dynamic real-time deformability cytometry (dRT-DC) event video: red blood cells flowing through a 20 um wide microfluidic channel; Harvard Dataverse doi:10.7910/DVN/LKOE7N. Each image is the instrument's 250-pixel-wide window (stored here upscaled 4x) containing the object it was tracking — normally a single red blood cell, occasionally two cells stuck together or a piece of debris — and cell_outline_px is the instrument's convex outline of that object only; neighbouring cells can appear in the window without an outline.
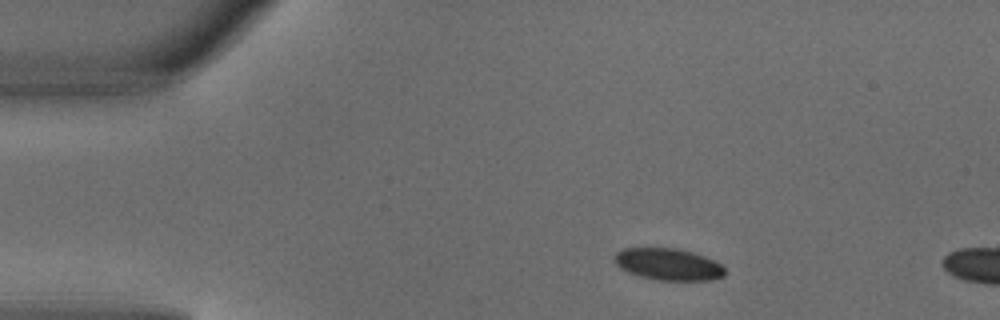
{"species": "common noctule bat (a hibernating species)", "species_latin": "Nyctalus noctula", "temperature_condition": "warm", "stored_images_in_passage": 2, "camera_frame_rate_fps": 3000, "um_per_image_px": 0.085, "animal": {"sex": "male", "body_mass_g": 18.8}, "frame": {"image": 1, "passage_image": 1, "time_ms": 0.0, "image_size_px": [1000, 320], "cell_outline_px": [[724, 276], [712, 280], [656, 280], [640, 276], [628, 272], [620, 268], [616, 264], [616, 252], [624, 248], [676, 248], [692, 252], [704, 256], [720, 264], [724, 268]], "centroid_in_image_um": [56.8, 22.47], "position_along_channel_um": 28.2, "area_um2": 20.29}}